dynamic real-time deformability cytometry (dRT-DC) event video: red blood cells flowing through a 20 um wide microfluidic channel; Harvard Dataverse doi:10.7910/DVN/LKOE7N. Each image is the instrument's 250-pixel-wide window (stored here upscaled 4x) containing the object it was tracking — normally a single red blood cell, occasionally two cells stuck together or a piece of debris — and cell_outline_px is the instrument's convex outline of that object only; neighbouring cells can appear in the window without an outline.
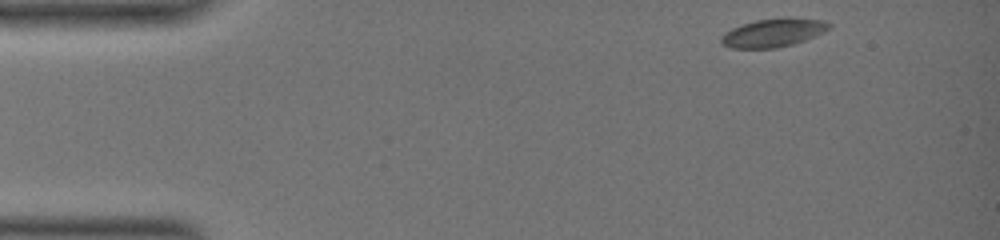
{"species": "common noctule bat (a hibernating species)", "species_latin": "Nyctalus noctula", "temperature_condition": "warm", "stored_images_in_passage": 47, "camera_frame_rate_fps": 3000, "um_per_image_px": 0.085, "animal": {"sex": "female", "body_mass_g": 19.0, "forearm_length_mm": 51.5}, "frame": {"image": 1, "passage_image": 1, "time_ms": 0.0, "image_size_px": [1000, 240], "cell_outline_px": [[832, 28], [816, 36], [792, 44], [776, 48], [732, 48], [724, 44], [720, 40], [720, 36], [724, 32], [732, 28], [756, 20], [792, 16], [824, 20], [832, 24]], "centroid_in_image_um": [65.79, 2.76], "position_along_channel_um": 19.2, "area_um2": 18.09}}
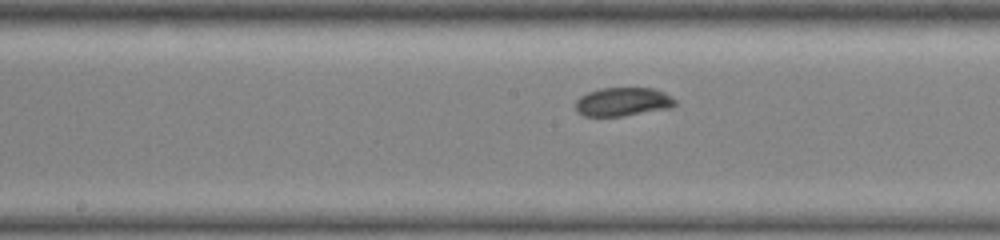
{"frame": {"image": 2, "passage_image": 25, "time_ms": 8.0, "image_size_px": [1000, 240], "cell_outline_px": [[676, 104], [672, 108], [624, 116], [584, 116], [576, 108], [576, 100], [580, 96], [588, 92], [600, 88], [656, 88], [672, 96], [676, 100]], "centroid_in_image_um": [52.99, 8.65], "position_along_channel_um": 195.2, "area_um2": 16.76}}
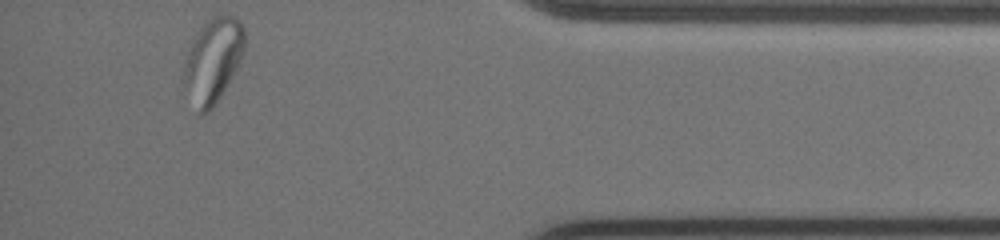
{"frame": {"image": 3, "passage_image": 47, "time_ms": 15.333, "image_size_px": [1000, 240], "cell_outline_px": [[244, 52], [236, 68], [220, 96], [212, 108], [208, 112], [200, 112], [184, 84], [184, 68], [188, 52], [192, 40], [200, 28], [212, 16], [220, 12], [236, 16], [240, 20], [244, 28]], "centroid_in_image_um": [18.14, 5.02], "position_along_channel_um": 417.1, "area_um2": 29.25}, "authors_computed_cell_mechanics": {"area_um2": 17.4556, "velocity_mm_per_s": 3.3811, "shape_relaxation_time_tau1_ms": null, "shape_relaxation_time_tau2_ms": 2.8692, "deformation_change_tau1": null, "deformation_change_tau2": 0.0484}}